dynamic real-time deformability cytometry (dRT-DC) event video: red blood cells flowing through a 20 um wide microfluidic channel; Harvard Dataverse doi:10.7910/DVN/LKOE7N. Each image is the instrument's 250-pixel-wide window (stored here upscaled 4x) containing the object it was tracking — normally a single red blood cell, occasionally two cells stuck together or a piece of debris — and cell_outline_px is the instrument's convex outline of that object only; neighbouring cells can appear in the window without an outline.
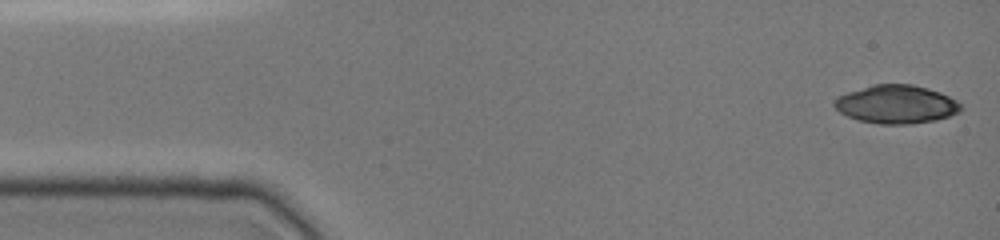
{"species": "common noctule bat (a hibernating species)", "species_latin": "Nyctalus noctula", "temperature_condition": "cold", "stored_images_in_passage": 46, "camera_frame_rate_fps": 3000, "um_per_image_px": 0.085, "animal": {"sex": "female", "body_mass_g": 19.0, "forearm_length_mm": 51.5}, "frame": {"image": 1, "passage_image": 1, "time_ms": 0.0, "image_size_px": [1000, 240], "cell_outline_px": [[964, 108], [960, 112], [936, 120], [908, 124], [880, 124], [860, 120], [848, 116], [840, 112], [832, 104], [832, 100], [836, 96], [872, 84], [912, 84], [928, 88], [940, 92], [956, 100]], "centroid_in_image_um": [76.18, 8.86], "position_along_channel_um": 8.8, "area_um2": 28.38}}